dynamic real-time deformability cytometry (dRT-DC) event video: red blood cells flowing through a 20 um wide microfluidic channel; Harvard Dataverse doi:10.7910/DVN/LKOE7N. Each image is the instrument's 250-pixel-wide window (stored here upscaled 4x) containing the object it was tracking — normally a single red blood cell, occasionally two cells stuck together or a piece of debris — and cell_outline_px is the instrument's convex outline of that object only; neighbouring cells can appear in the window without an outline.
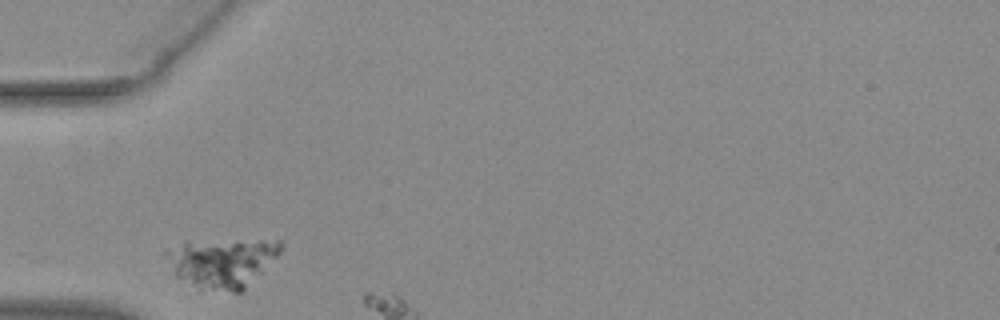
{"species": "common noctule bat (a hibernating species)", "species_latin": "Nyctalus noctula", "temperature_condition": "warm", "stored_images_in_passage": 4, "camera_frame_rate_fps": 3000, "um_per_image_px": 0.085, "animal": {"sex": "female", "body_mass_g": 29.2, "forearm_length_mm": 56.3}, "frame": {"image": 1, "passage_image": 1, "time_ms": 0.0, "image_size_px": [1000, 320], "cell_outline_px": [[284, 248], [240, 292], [200, 292], [176, 276], [160, 252], [164, 248], [184, 240], [280, 240], [284, 244]], "centroid_in_image_um": [18.73, 22.3], "position_along_channel_um": 66.3, "area_um2": 34.04}}